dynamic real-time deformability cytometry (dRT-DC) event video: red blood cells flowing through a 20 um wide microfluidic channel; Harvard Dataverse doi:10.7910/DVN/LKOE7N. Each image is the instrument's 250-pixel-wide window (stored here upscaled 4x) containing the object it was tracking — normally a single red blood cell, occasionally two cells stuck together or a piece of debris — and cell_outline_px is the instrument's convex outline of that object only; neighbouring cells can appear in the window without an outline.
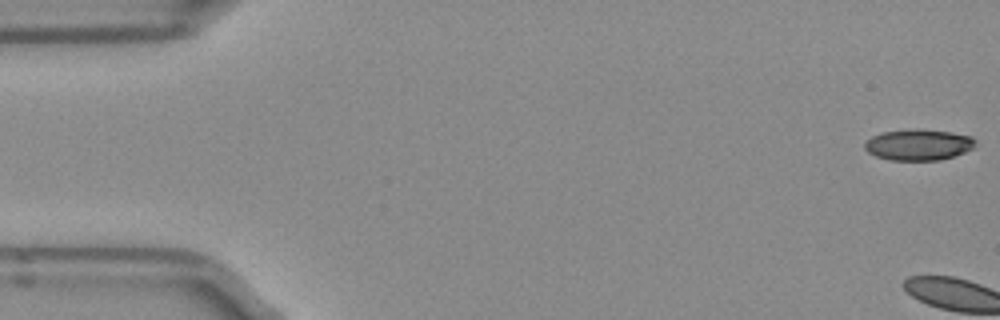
{"species": "Egyptian fruit bat (a non-hibernating species)", "species_latin": "Rousettus aegyptiacus", "temperature_condition": "room temperature", "stored_images_in_passage": 3, "camera_frame_rate_fps": 3000, "um_per_image_px": 0.085, "frame": {"image": 1, "passage_image": 1, "time_ms": 0.0, "image_size_px": [1000, 320], "cell_outline_px": [[976, 144], [972, 148], [964, 152], [940, 160], [892, 160], [876, 156], [868, 152], [864, 148], [864, 144], [872, 136], [884, 132], [948, 132], [972, 136], [976, 140]], "centroid_in_image_um": [78.08, 12.36], "position_along_channel_um": 6.9, "area_um2": 18.96}}